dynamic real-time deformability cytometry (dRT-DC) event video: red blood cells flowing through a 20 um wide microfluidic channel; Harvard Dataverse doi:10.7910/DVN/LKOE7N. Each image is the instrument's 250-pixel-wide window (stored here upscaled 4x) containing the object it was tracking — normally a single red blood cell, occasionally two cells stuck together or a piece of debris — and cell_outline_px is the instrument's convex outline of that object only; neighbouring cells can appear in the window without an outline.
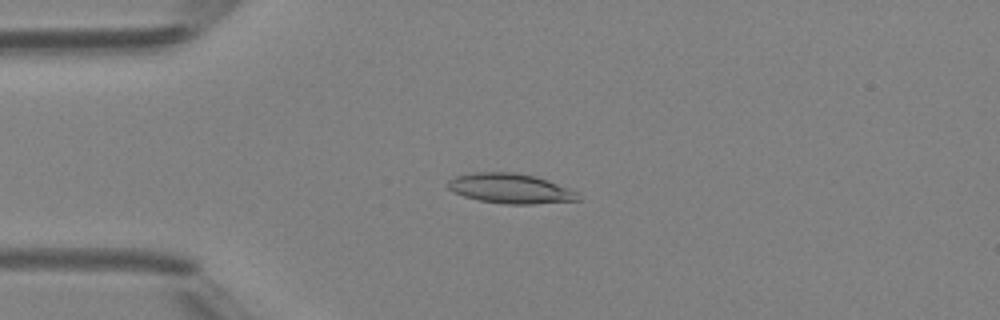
{"species": "Egyptian fruit bat (a non-hibernating species)", "species_latin": "Rousettus aegyptiacus", "temperature_condition": "room temperature", "stored_images_in_passage": 6, "camera_frame_rate_fps": 3000, "um_per_image_px": 0.085, "animal": {"sex": "female"}, "frame": {"image": 1, "passage_image": 3, "time_ms": 3.333, "image_size_px": [1000, 320], "cell_outline_px": [[580, 200], [532, 204], [504, 204], [480, 200], [464, 196], [452, 192], [448, 188], [448, 180], [456, 176], [476, 172], [512, 172], [536, 176], [548, 180], [568, 188], [576, 192], [580, 196]], "centroid_in_image_um": [43.37, 16.02], "position_along_channel_um": 41.6, "area_um2": 22.6}}
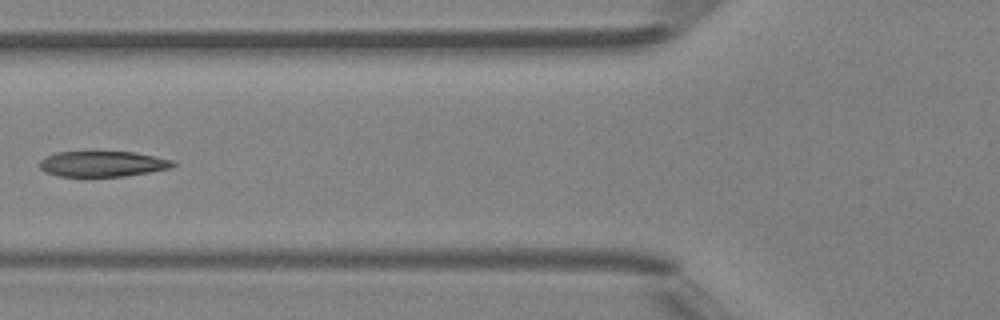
{"frame": {"image": 2, "passage_image": 5, "time_ms": 5.667, "image_size_px": [1000, 320], "cell_outline_px": [[180, 164], [172, 168], [124, 176], [60, 176], [44, 172], [40, 168], [40, 160], [56, 152], [136, 152], [176, 160]], "centroid_in_image_um": [8.81, 13.92], "position_along_channel_um": 117.0, "area_um2": 20.0}}
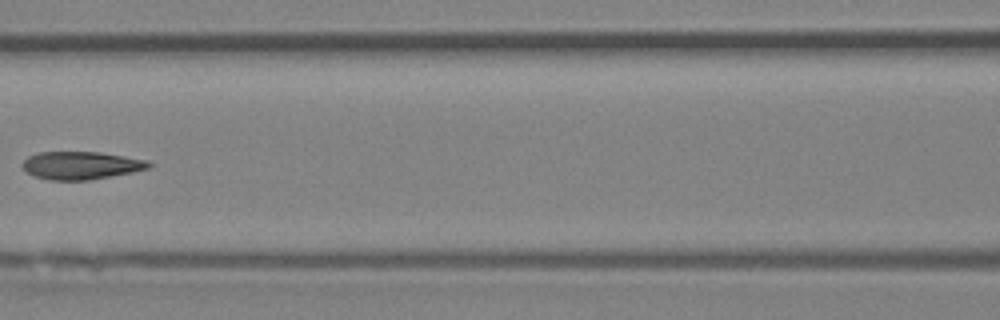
{"frame": {"image": 3, "passage_image": 6, "time_ms": 6.667, "image_size_px": [1000, 320], "cell_outline_px": [[152, 164], [148, 168], [132, 172], [88, 180], [48, 180], [36, 176], [28, 172], [20, 164], [28, 156], [36, 152], [100, 152], [148, 160]], "centroid_in_image_um": [6.87, 14.05], "position_along_channel_um": 159.7, "area_um2": 20.4}}